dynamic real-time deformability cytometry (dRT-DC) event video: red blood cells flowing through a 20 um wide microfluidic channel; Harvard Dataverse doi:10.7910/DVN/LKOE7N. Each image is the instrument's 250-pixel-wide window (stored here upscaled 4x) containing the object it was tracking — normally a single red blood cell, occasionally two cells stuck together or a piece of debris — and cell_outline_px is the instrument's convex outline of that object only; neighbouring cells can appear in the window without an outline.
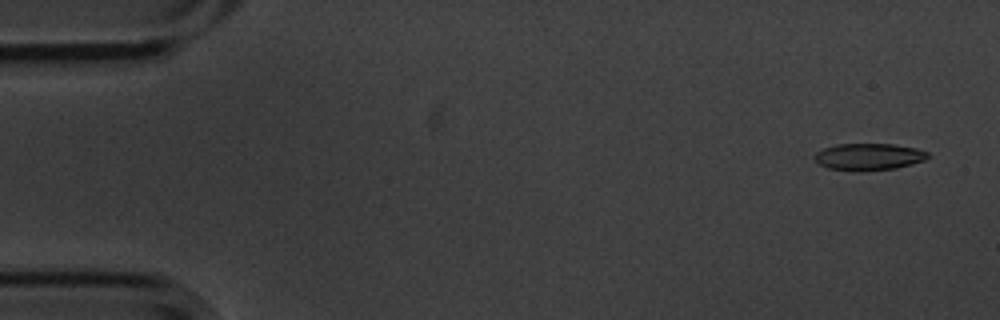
{"species": "common noctule bat (a hibernating species)", "species_latin": "Nyctalus noctula", "temperature_condition": "cold", "stored_images_in_passage": 5, "camera_frame_rate_fps": 3000, "um_per_image_px": 0.085, "animal": {"sex": "male", "body_mass_g": 20.1, "forearm_length_mm": 53.5}, "frame": {"image": 1, "passage_image": 1, "time_ms": 0.0, "image_size_px": [1000, 320], "cell_outline_px": [[928, 156], [924, 160], [912, 164], [896, 168], [860, 172], [828, 168], [820, 164], [816, 160], [816, 152], [824, 148], [836, 144], [896, 144], [916, 148], [928, 152]], "centroid_in_image_um": [73.86, 13.33], "position_along_channel_um": 11.1, "area_um2": 17.74}}
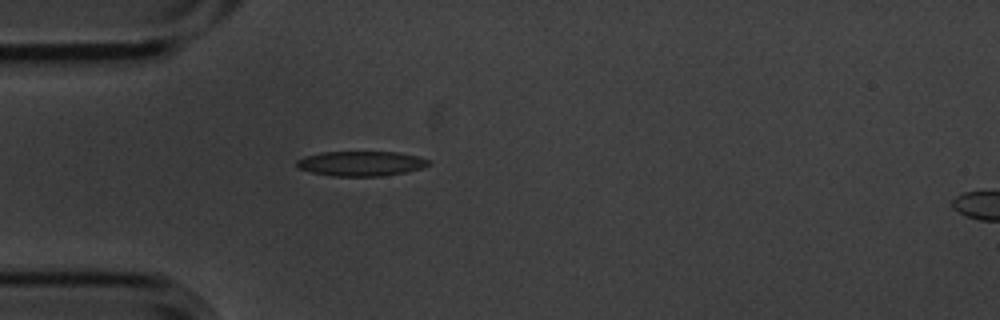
{"frame": {"image": 2, "passage_image": 4, "time_ms": 1.0, "image_size_px": [1000, 320], "cell_outline_px": [[432, 160], [428, 164], [420, 168], [408, 172], [380, 176], [332, 176], [312, 172], [300, 168], [296, 164], [296, 160], [304, 156], [320, 152], [396, 152], [416, 156]], "centroid_in_image_um": [30.67, 13.9], "position_along_channel_um": 54.3, "area_um2": 19.02}}